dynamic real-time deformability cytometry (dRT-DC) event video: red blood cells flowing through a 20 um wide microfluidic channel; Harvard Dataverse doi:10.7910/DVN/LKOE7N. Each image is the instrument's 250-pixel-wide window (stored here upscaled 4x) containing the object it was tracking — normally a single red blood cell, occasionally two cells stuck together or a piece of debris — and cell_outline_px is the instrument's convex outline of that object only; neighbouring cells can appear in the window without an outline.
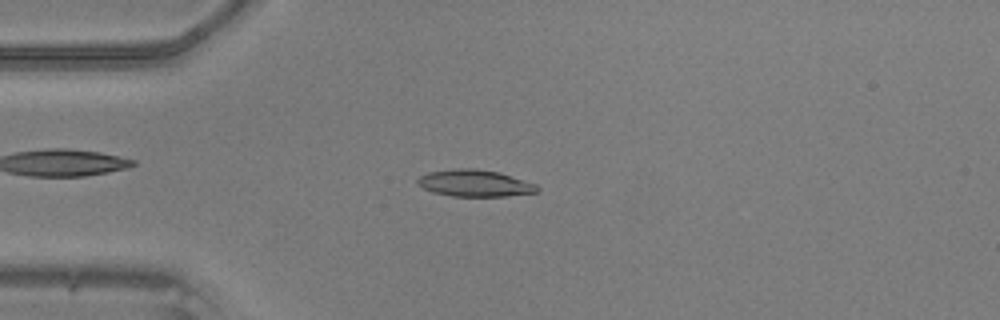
{"species": "common noctule bat (a hibernating species)", "species_latin": "Nyctalus noctula", "temperature_condition": "warm", "stored_images_in_passage": 41, "camera_frame_rate_fps": 3000, "um_per_image_px": 0.085, "animal": {"sex": "male", "body_mass_g": 20.5, "forearm_length_mm": 52.5}, "frame": {"image": 1, "passage_image": 5, "time_ms": 1.333, "image_size_px": [1000, 320], "cell_outline_px": [[540, 192], [508, 196], [452, 196], [432, 192], [424, 188], [416, 180], [420, 176], [428, 172], [452, 168], [476, 168], [500, 172], [536, 184], [540, 188]], "centroid_in_image_um": [40.39, 15.56], "position_along_channel_um": 44.6, "area_um2": 18.84}}
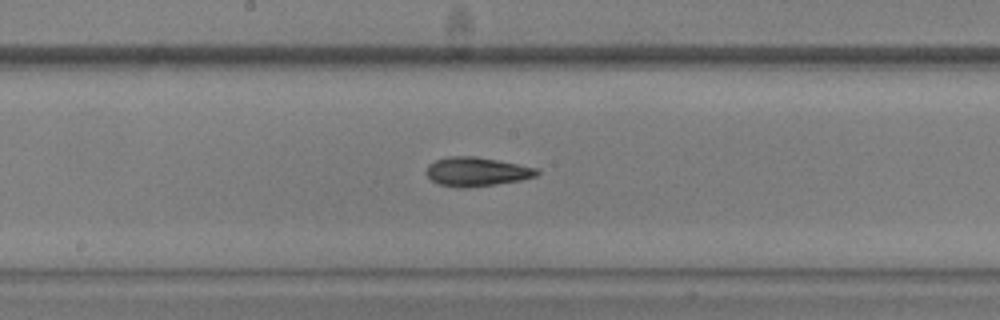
{"frame": {"image": 2, "passage_image": 18, "time_ms": 5.667, "image_size_px": [1000, 320], "cell_outline_px": [[540, 172], [536, 176], [520, 180], [496, 184], [468, 188], [460, 188], [440, 184], [432, 180], [424, 172], [428, 164], [436, 160], [448, 156], [476, 156], [536, 168]], "centroid_in_image_um": [40.47, 14.59], "position_along_channel_um": 207.7, "area_um2": 18.61}}
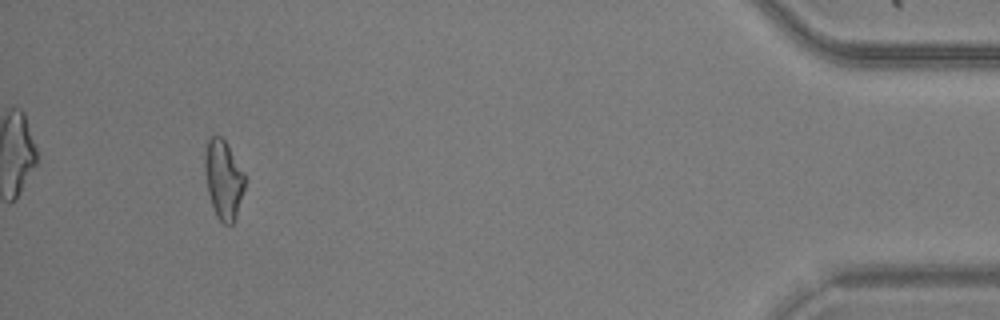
{"frame": {"image": 3, "passage_image": 38, "time_ms": 12.333, "image_size_px": [1000, 320], "cell_outline_px": [[244, 188], [236, 216], [232, 224], [224, 224], [216, 216], [212, 208], [208, 192], [204, 168], [204, 156], [208, 140], [212, 136], [220, 136], [224, 140], [244, 172]], "centroid_in_image_um": [18.97, 15.27], "position_along_channel_um": 416.2, "area_um2": 18.15}}